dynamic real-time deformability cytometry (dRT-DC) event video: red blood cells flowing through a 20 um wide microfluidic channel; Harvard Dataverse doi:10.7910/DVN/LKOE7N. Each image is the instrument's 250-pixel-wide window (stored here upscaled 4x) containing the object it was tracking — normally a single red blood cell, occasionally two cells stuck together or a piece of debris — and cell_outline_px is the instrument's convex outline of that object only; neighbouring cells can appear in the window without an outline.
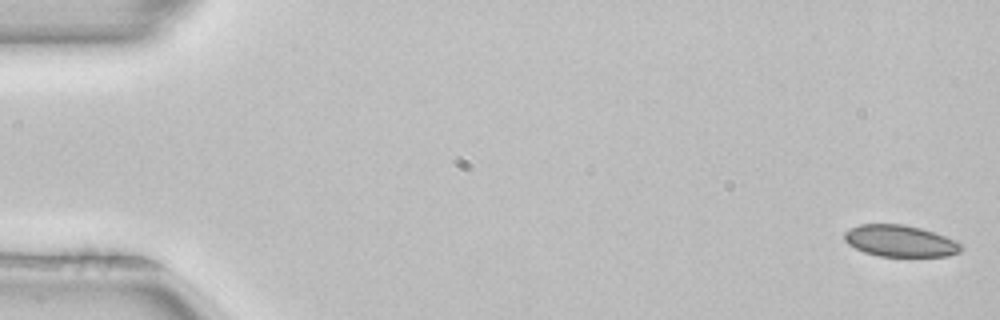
{"species": "common noctule bat (a hibernating species)", "species_latin": "Nyctalus noctula", "temperature_condition": "room temperature", "stored_images_in_passage": 51, "camera_frame_rate_fps": 3000, "um_per_image_px": 0.085, "animal": {"sex": "female", "body_mass_g": 22.7, "forearm_length_mm": 54.2}, "frame": {"image": 1, "passage_image": 1, "time_ms": 0.0, "image_size_px": [1000, 320], "cell_outline_px": [[964, 248], [960, 252], [948, 256], [880, 256], [864, 252], [848, 244], [844, 240], [844, 232], [848, 228], [860, 224], [904, 224], [920, 228], [956, 240], [964, 244]], "centroid_in_image_um": [76.52, 20.48], "position_along_channel_um": 8.5, "area_um2": 21.62}}
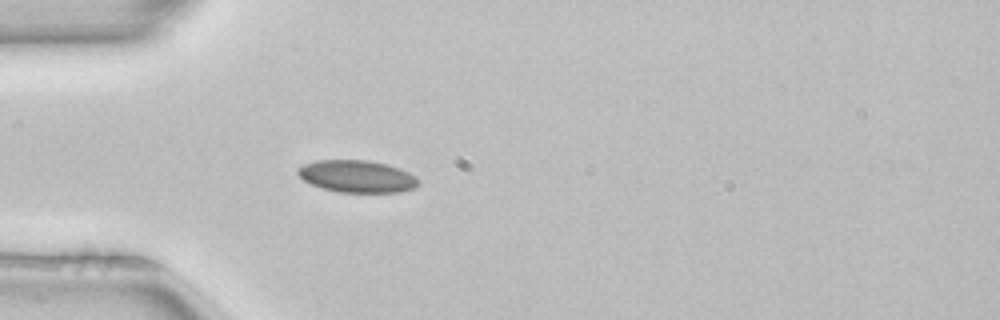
{"frame": {"image": 2, "passage_image": 15, "time_ms": 4.667, "image_size_px": [1000, 320], "cell_outline_px": [[420, 184], [416, 188], [400, 192], [340, 192], [320, 188], [304, 180], [296, 172], [296, 168], [304, 164], [316, 160], [368, 160], [388, 164], [400, 168], [416, 176], [420, 180]], "centroid_in_image_um": [30.38, 14.99], "position_along_channel_um": 54.6, "area_um2": 22.89}}
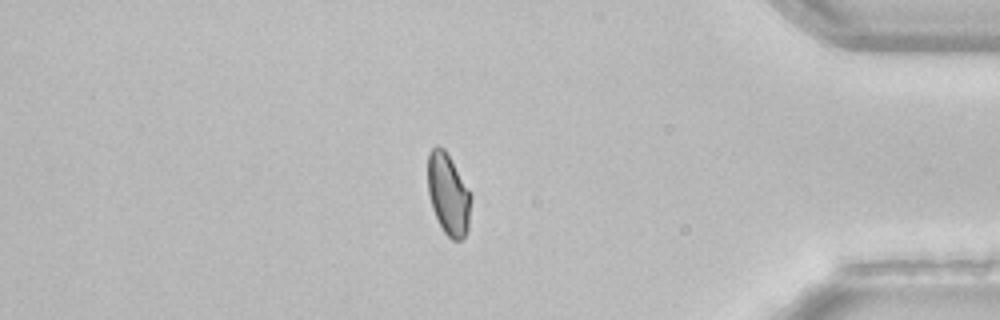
{"frame": {"image": 3, "passage_image": 44, "time_ms": 14.333, "image_size_px": [1000, 320], "cell_outline_px": [[472, 200], [468, 228], [464, 236], [460, 240], [452, 240], [444, 232], [432, 208], [428, 192], [428, 152], [436, 144], [444, 148], [472, 192]], "centroid_in_image_um": [38.13, 16.48], "position_along_channel_um": 397.1, "area_um2": 20.75}, "authors_computed_cell_mechanics": {"area_um2": 21.9062, "velocity_mm_per_s": 3.9666, "shape_relaxation_time_tau1_ms": null, "shape_relaxation_time_tau2_ms": 2.353, "deformation_change_tau1": null, "deformation_change_tau2": 0.066}}